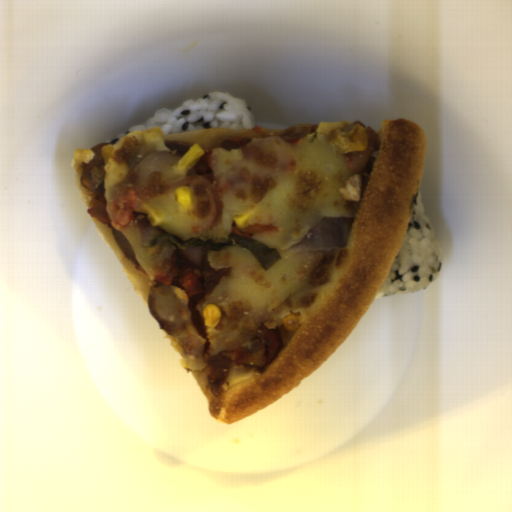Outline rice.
Instances as JSON below:
<instances>
[{"label":"rice","mask_w":512,"mask_h":512,"mask_svg":"<svg viewBox=\"0 0 512 512\" xmlns=\"http://www.w3.org/2000/svg\"><path fill=\"white\" fill-rule=\"evenodd\" d=\"M442 264L441 247L418 187L409 226L375 298L401 295L433 284L440 275Z\"/></svg>","instance_id":"652b925c"},{"label":"rice","mask_w":512,"mask_h":512,"mask_svg":"<svg viewBox=\"0 0 512 512\" xmlns=\"http://www.w3.org/2000/svg\"><path fill=\"white\" fill-rule=\"evenodd\" d=\"M153 127L169 134L200 129H246L256 128V118L246 101L222 90L189 99L177 107L158 108L153 116L132 125L111 142L132 131Z\"/></svg>","instance_id":"023b6e5f"}]
</instances>
